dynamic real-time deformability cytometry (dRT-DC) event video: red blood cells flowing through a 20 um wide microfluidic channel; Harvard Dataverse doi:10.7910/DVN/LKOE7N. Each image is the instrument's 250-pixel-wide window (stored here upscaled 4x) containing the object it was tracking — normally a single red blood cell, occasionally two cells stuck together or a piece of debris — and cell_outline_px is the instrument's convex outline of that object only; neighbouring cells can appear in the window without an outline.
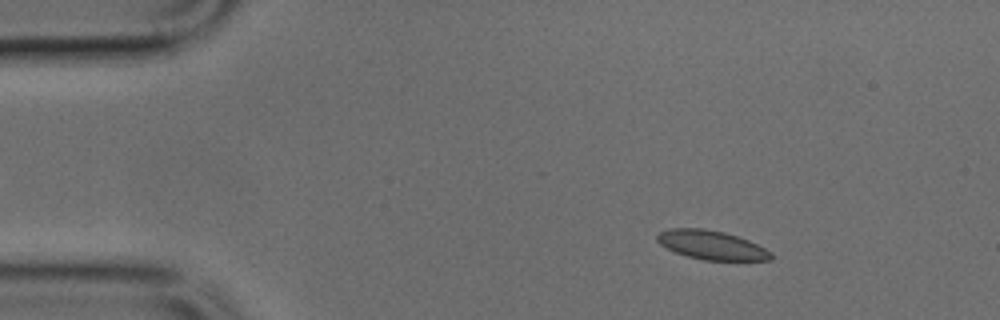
{"species": "common noctule bat (a hibernating species)", "species_latin": "Nyctalus noctula", "temperature_condition": "cold", "stored_images_in_passage": 49, "camera_frame_rate_fps": 3000, "um_per_image_px": 0.085, "animal": {"sex": "male", "body_mass_g": 17.9, "forearm_length_mm": 54.2}, "frame": {"image": 1, "passage_image": 7, "time_ms": 2.0, "image_size_px": [1000, 320], "cell_outline_px": [[772, 260], [704, 260], [688, 256], [676, 252], [660, 244], [656, 240], [656, 236], [660, 232], [668, 228], [704, 228], [724, 232], [748, 240], [772, 252]], "centroid_in_image_um": [60.47, 20.82], "position_along_channel_um": 24.5, "area_um2": 19.07}}
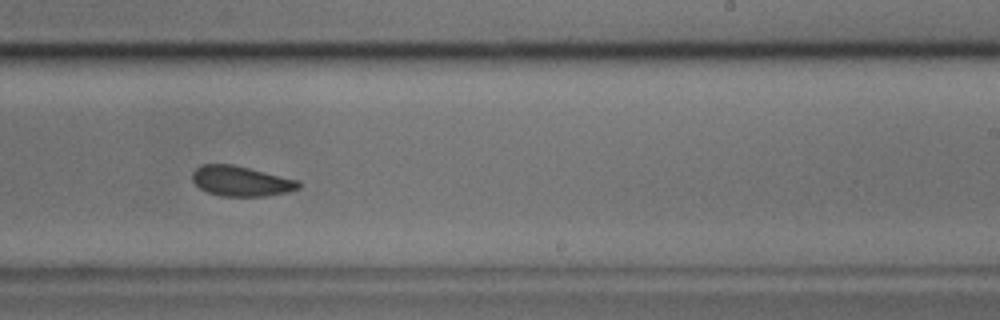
{"frame": {"image": 2, "passage_image": 30, "time_ms": 9.667, "image_size_px": [1000, 320], "cell_outline_px": [[300, 188], [288, 192], [264, 196], [220, 196], [208, 192], [200, 188], [192, 180], [192, 172], [200, 164], [232, 164], [300, 180]], "centroid_in_image_um": [20.49, 15.39], "position_along_channel_um": 268.5, "area_um2": 18.73}}
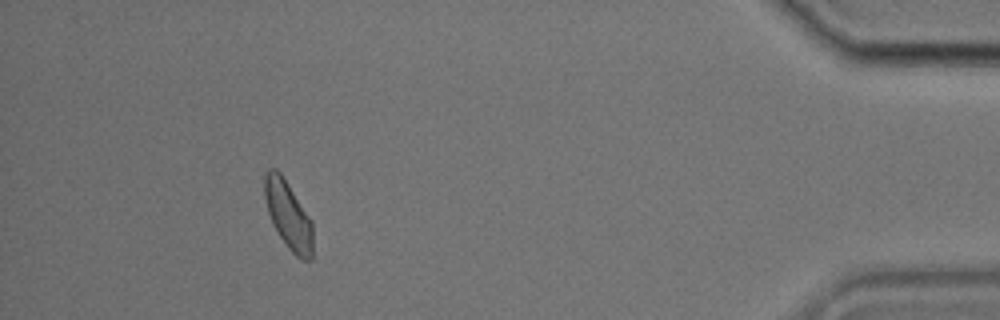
{"frame": {"image": 3, "passage_image": 45, "time_ms": 14.667, "image_size_px": [1000, 320], "cell_outline_px": [[312, 260], [300, 260], [288, 248], [276, 232], [272, 224], [268, 212], [264, 196], [264, 176], [268, 168], [276, 168], [280, 172], [312, 220]], "centroid_in_image_um": [24.49, 18.29], "position_along_channel_um": 410.7, "area_um2": 19.25}}